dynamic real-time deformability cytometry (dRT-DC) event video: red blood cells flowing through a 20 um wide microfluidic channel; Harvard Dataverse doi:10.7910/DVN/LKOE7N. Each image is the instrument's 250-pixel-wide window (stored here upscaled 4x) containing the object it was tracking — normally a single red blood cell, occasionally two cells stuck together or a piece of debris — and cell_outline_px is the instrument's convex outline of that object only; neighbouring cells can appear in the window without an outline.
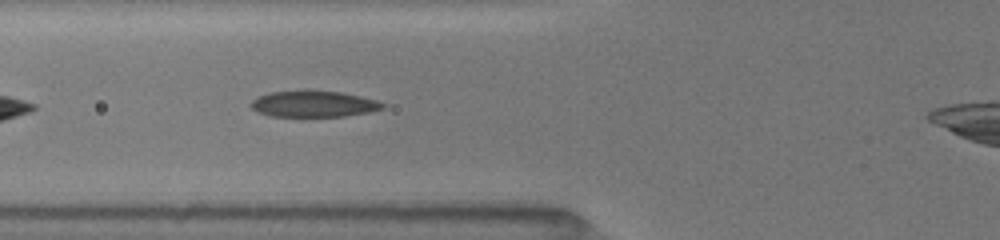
{"species": "common noctule bat (a hibernating species)", "species_latin": "Nyctalus noctula", "temperature_condition": "room temperature", "stored_images_in_passage": 53, "camera_frame_rate_fps": 3000, "um_per_image_px": 0.085, "animal": {"sex": "female", "body_mass_g": 19.5, "forearm_length_mm": 54.1}, "frame": {"image": 1, "passage_image": 9, "time_ms": 1.667, "image_size_px": [1000, 240], "cell_outline_px": [[384, 108], [364, 112], [340, 116], [276, 116], [260, 112], [252, 108], [252, 100], [268, 92], [308, 88], [344, 92], [376, 100], [384, 104]], "centroid_in_image_um": [26.64, 8.78], "position_along_channel_um": 99.2, "area_um2": 20.23}}
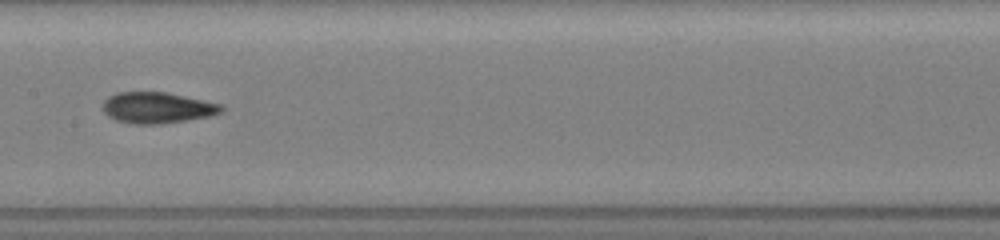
{"frame": {"image": 2, "passage_image": 20, "time_ms": 4.0, "image_size_px": [1000, 240], "cell_outline_px": [[224, 108], [220, 112], [204, 116], [184, 120], [156, 124], [136, 124], [120, 120], [108, 116], [104, 112], [104, 100], [108, 96], [116, 92], [164, 92], [220, 104]], "centroid_in_image_um": [13.3, 9.14], "position_along_channel_um": 194.1, "area_um2": 20.75}}
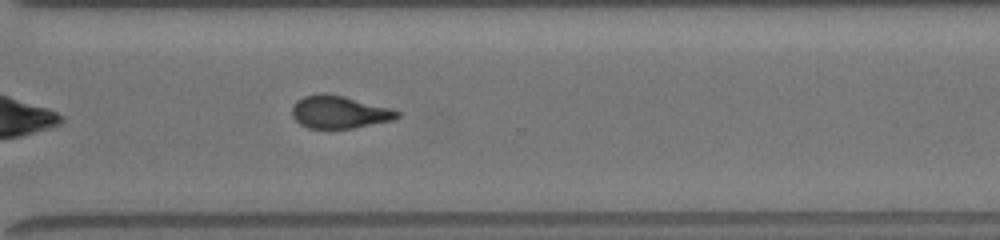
{"frame": {"image": 3, "passage_image": 34, "time_ms": 7.667, "image_size_px": [1000, 240], "cell_outline_px": [[400, 116], [392, 120], [352, 128], [308, 128], [300, 124], [292, 116], [292, 108], [296, 100], [304, 96], [320, 92], [324, 92], [344, 96], [388, 108], [400, 112]], "centroid_in_image_um": [28.78, 9.51], "position_along_channel_um": 341.8, "area_um2": 19.83}, "authors_computed_cell_mechanics": {"area_um2": 19.8254, "velocity_mm_per_s": 4.0518, "shape_relaxation_time_tau1_ms": 7.8224, "shape_relaxation_time_tau2_ms": 1.8653, "deformation_change_tau1": 0.2065, "deformation_change_tau2": 0.0706}}